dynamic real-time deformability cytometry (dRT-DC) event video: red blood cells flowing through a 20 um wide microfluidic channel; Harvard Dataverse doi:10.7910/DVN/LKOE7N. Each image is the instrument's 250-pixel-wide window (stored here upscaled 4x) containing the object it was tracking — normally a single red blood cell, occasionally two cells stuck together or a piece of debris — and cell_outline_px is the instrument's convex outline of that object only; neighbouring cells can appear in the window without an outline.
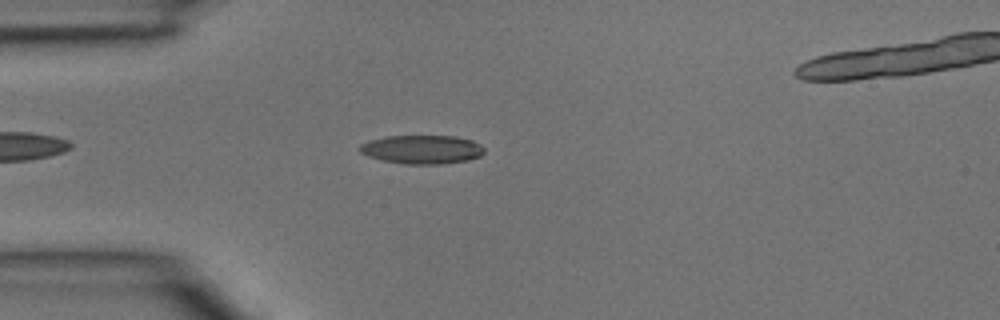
{"species": "common noctule bat (a hibernating species)", "species_latin": "Nyctalus noctula", "temperature_condition": "room temperature", "stored_images_in_passage": 3, "camera_frame_rate_fps": 3000, "um_per_image_px": 0.085, "animal": {"sex": "male", "body_mass_g": 15.6}, "frame": {"image": 1, "passage_image": 2, "time_ms": 0.333, "image_size_px": [1000, 320], "cell_outline_px": [[484, 152], [480, 156], [468, 160], [440, 164], [404, 164], [380, 160], [368, 156], [360, 152], [356, 148], [360, 144], [368, 140], [384, 136], [456, 136], [472, 140], [480, 144], [484, 148]], "centroid_in_image_um": [35.82, 12.7], "position_along_channel_um": 49.2, "area_um2": 21.1}}